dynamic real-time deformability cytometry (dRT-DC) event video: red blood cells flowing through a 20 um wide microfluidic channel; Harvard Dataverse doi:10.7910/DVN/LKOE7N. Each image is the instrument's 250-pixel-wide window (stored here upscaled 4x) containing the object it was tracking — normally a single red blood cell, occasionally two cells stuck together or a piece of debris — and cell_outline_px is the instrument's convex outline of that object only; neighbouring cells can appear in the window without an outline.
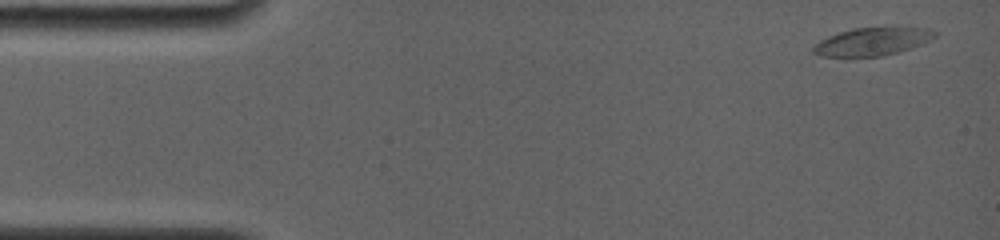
{"species": "common noctule bat (a hibernating species)", "species_latin": "Nyctalus noctula", "temperature_condition": "room temperature", "stored_images_in_passage": 7, "camera_frame_rate_fps": 4000, "um_per_image_px": 0.085, "animal": {"sex": "female", "body_mass_g": 19.0, "forearm_length_mm": 56.7}, "frame": {"image": 1, "passage_image": 1, "time_ms": 0.0, "image_size_px": [1000, 240], "cell_outline_px": [[936, 36], [920, 44], [896, 52], [880, 56], [820, 56], [812, 52], [812, 44], [828, 36], [852, 28], [908, 24], [928, 28], [936, 32]], "centroid_in_image_um": [74.17, 3.46], "position_along_channel_um": 10.8, "area_um2": 20.4}}
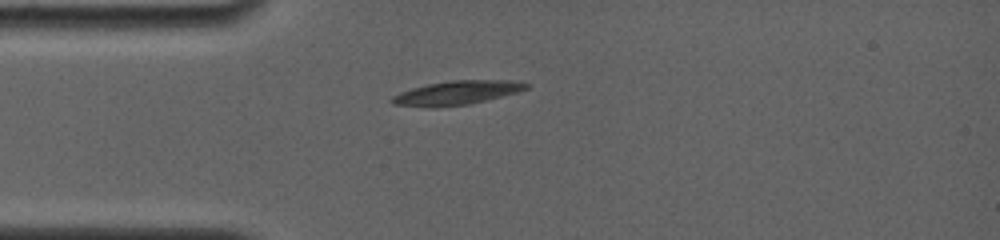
{"frame": {"image": 2, "passage_image": 5, "time_ms": 3.5, "image_size_px": [1000, 240], "cell_outline_px": [[532, 84], [528, 88], [516, 92], [468, 104], [436, 108], [428, 108], [392, 104], [388, 100], [392, 96], [400, 92], [412, 88], [428, 84], [452, 80], [516, 80]], "centroid_in_image_um": [38.78, 7.89], "position_along_channel_um": 46.2, "area_um2": 18.84}}
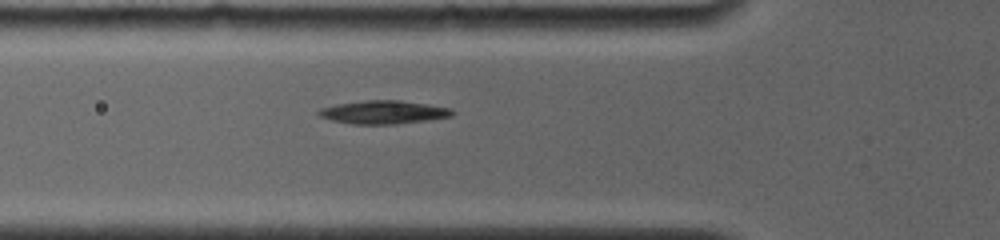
{"frame": {"image": 3, "passage_image": 7, "time_ms": 5.0, "image_size_px": [1000, 240], "cell_outline_px": [[456, 112], [452, 116], [428, 120], [396, 124], [352, 124], [332, 120], [320, 116], [316, 112], [320, 108], [336, 104], [368, 100], [400, 100], [452, 108]], "centroid_in_image_um": [32.62, 9.54], "position_along_channel_um": 93.2, "area_um2": 18.15}}